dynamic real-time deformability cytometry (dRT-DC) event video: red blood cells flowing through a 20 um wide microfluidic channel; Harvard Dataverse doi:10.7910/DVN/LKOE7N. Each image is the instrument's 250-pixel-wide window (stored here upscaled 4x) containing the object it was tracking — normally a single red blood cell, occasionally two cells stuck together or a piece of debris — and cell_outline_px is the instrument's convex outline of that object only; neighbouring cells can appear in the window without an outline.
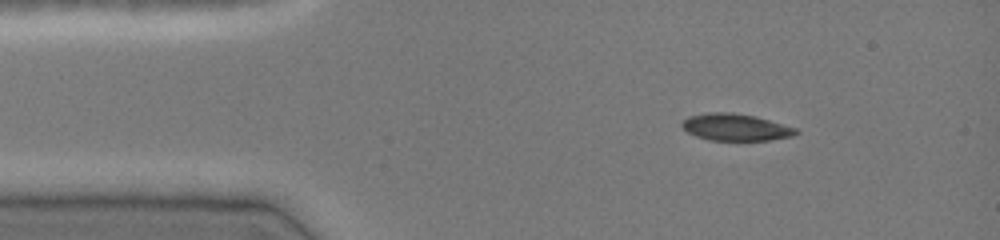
{"species": "common noctule bat (a hibernating species)", "species_latin": "Nyctalus noctula", "temperature_condition": "cold", "stored_images_in_passage": 41, "camera_frame_rate_fps": 3000, "um_per_image_px": 0.085, "animal": {"sex": "female", "body_mass_g": 19.0, "forearm_length_mm": 51.5}, "frame": {"image": 1, "passage_image": 1, "time_ms": 0.0, "image_size_px": [1000, 240], "cell_outline_px": [[800, 132], [792, 136], [768, 140], [708, 140], [696, 136], [688, 132], [680, 124], [688, 116], [708, 112], [732, 112], [756, 116], [796, 128]], "centroid_in_image_um": [62.51, 10.8], "position_along_channel_um": 22.5, "area_um2": 17.86}}
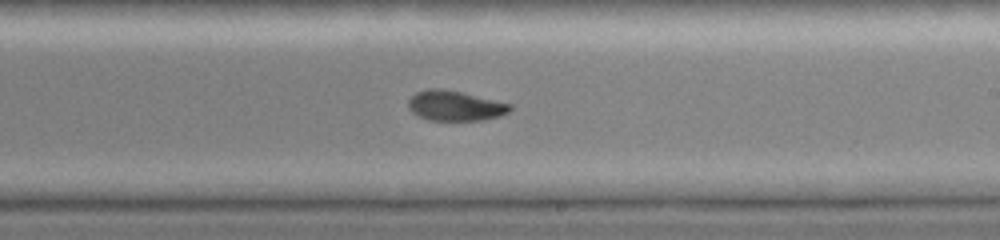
{"frame": {"image": 2, "passage_image": 22, "time_ms": 7.0, "image_size_px": [1000, 240], "cell_outline_px": [[512, 108], [508, 112], [500, 116], [484, 120], [428, 120], [412, 112], [408, 108], [408, 100], [416, 92], [428, 88], [444, 88], [512, 104]], "centroid_in_image_um": [38.67, 8.98], "position_along_channel_um": 250.3, "area_um2": 17.86}}
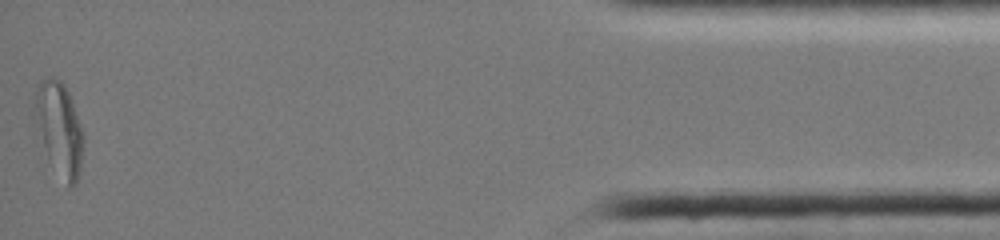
{"frame": {"image": 3, "passage_image": 41, "time_ms": 13.333, "image_size_px": [1000, 240], "cell_outline_px": [[84, 140], [80, 168], [76, 184], [68, 188], [48, 160], [44, 144], [36, 104], [36, 88], [40, 80], [48, 76], [52, 76], [60, 80], [64, 84], [68, 92], [84, 132]], "centroid_in_image_um": [5.11, 10.96], "position_along_channel_um": 430.1, "area_um2": 25.49}, "authors_computed_cell_mechanics": {"area_um2": 18.6694, "velocity_mm_per_s": 4.0566, "shape_relaxation_time_tau1_ms": null, "shape_relaxation_time_tau2_ms": 1.8442, "deformation_change_tau1": null, "deformation_change_tau2": 0.0529}}